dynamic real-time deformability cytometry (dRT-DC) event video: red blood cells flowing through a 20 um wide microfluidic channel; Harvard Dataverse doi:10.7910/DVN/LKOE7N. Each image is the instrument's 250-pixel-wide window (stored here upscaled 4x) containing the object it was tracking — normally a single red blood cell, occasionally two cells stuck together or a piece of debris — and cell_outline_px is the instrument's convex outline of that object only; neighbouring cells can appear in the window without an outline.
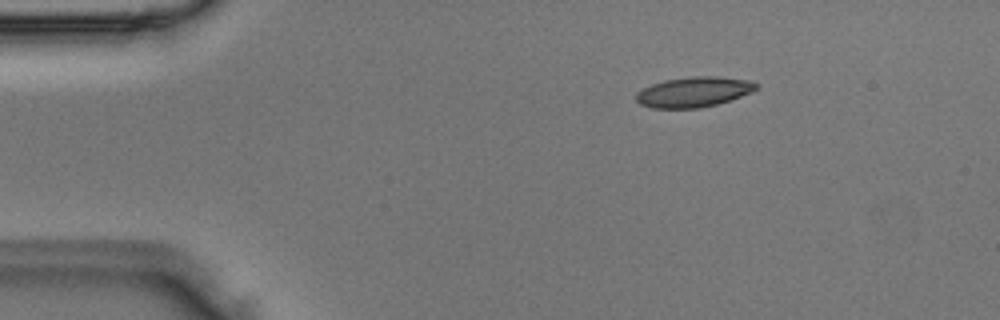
{"species": "Egyptian fruit bat (a non-hibernating species)", "species_latin": "Rousettus aegyptiacus", "temperature_condition": "room temperature", "stored_images_in_passage": 5, "camera_frame_rate_fps": 3000, "um_per_image_px": 0.085, "animal": {"sex": "male"}, "frame": {"image": 1, "passage_image": 1, "time_ms": 0.0, "image_size_px": [1000, 320], "cell_outline_px": [[760, 84], [752, 92], [716, 104], [700, 108], [652, 108], [640, 104], [636, 100], [636, 92], [652, 84], [664, 80], [692, 76], [716, 76], [752, 80]], "centroid_in_image_um": [58.98, 7.81], "position_along_channel_um": 26.0, "area_um2": 21.15}}
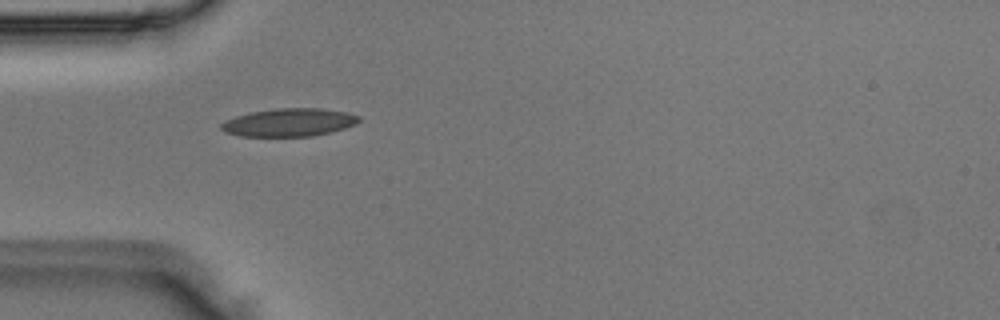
{"frame": {"image": 2, "passage_image": 3, "time_ms": 0.667, "image_size_px": [1000, 320], "cell_outline_px": [[360, 120], [356, 124], [332, 132], [312, 136], [240, 136], [224, 132], [220, 128], [220, 124], [224, 120], [236, 116], [252, 112], [276, 108], [320, 108], [348, 112], [360, 116]], "centroid_in_image_um": [24.57, 10.4], "position_along_channel_um": 60.4, "area_um2": 22.6}}
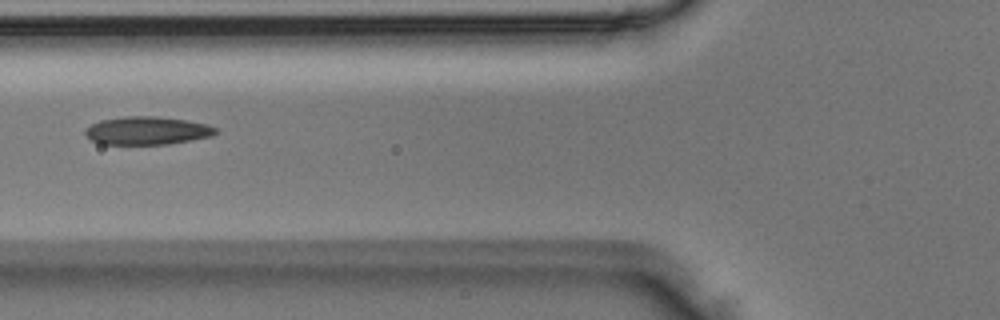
{"frame": {"image": 3, "passage_image": 4, "time_ms": 1.0, "image_size_px": [1000, 320], "cell_outline_px": [[216, 132], [212, 136], [168, 144], [100, 144], [84, 136], [84, 132], [92, 124], [100, 120], [124, 116], [156, 116], [184, 120], [208, 124], [216, 128]], "centroid_in_image_um": [12.47, 11.1], "position_along_channel_um": 113.3, "area_um2": 21.27}}